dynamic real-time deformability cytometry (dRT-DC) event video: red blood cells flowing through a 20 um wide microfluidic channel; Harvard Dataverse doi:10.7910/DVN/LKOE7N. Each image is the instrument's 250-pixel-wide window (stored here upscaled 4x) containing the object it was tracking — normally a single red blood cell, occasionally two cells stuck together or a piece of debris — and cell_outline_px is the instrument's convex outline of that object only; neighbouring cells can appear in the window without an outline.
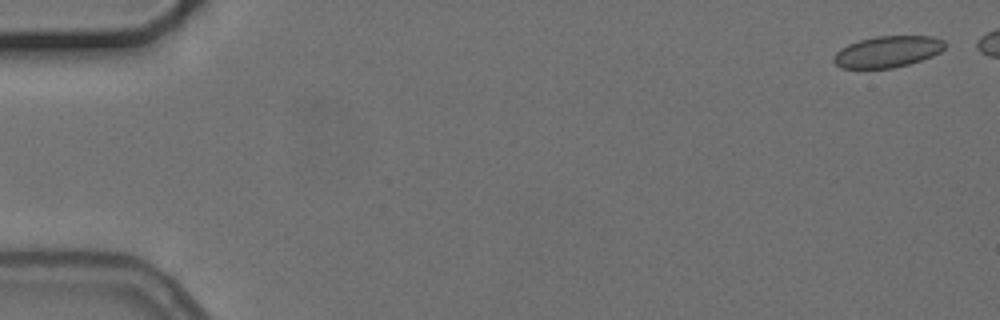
{"species": "common noctule bat (a hibernating species)", "species_latin": "Nyctalus noctula", "temperature_condition": "cold", "stored_images_in_passage": 5, "camera_frame_rate_fps": 3000, "um_per_image_px": 0.085, "animal": {"sex": "female", "body_mass_g": 24.6, "forearm_length_mm": 56.2}, "frame": {"image": 1, "passage_image": 1, "time_ms": 0.0, "image_size_px": [1000, 320], "cell_outline_px": [[944, 48], [940, 52], [932, 56], [908, 64], [892, 68], [840, 68], [832, 60], [836, 52], [840, 48], [848, 44], [860, 40], [876, 36], [932, 36], [944, 40]], "centroid_in_image_um": [75.42, 4.39], "position_along_channel_um": 9.6, "area_um2": 20.23}}